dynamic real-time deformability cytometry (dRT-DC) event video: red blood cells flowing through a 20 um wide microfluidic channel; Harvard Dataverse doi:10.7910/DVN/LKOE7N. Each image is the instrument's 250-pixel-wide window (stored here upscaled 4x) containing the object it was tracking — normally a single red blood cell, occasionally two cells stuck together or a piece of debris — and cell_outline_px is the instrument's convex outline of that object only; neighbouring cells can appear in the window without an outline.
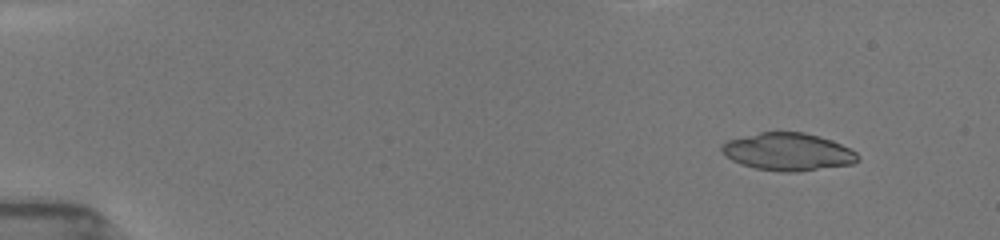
{"species": "common noctule bat (a hibernating species)", "species_latin": "Nyctalus noctula", "temperature_condition": "room temperature", "stored_images_in_passage": 38, "camera_frame_rate_fps": 3000, "um_per_image_px": 0.085, "animal": {"sex": "female", "body_mass_g": 19.5, "forearm_length_mm": 54.1}, "frame": {"image": 1, "passage_image": 1, "time_ms": 0.0, "image_size_px": [1000, 240], "cell_outline_px": [[860, 160], [852, 164], [796, 172], [784, 172], [756, 168], [740, 164], [724, 156], [720, 152], [720, 148], [728, 140], [760, 132], [804, 132], [832, 140], [856, 152], [860, 156]], "centroid_in_image_um": [66.97, 12.91], "position_along_channel_um": 18.0, "area_um2": 29.77}}